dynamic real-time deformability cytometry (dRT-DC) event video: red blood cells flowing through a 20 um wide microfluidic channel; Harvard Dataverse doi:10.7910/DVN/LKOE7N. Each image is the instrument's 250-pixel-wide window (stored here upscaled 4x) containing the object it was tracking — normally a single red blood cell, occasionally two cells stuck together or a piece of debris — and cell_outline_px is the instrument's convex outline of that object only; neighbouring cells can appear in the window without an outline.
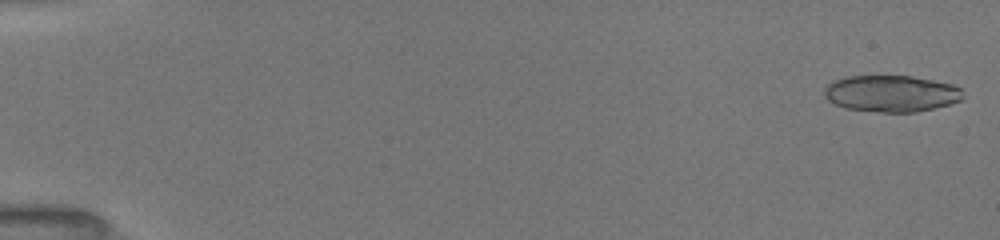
{"species": "common noctule bat (a hibernating species)", "species_latin": "Nyctalus noctula", "temperature_condition": "room temperature", "stored_images_in_passage": 40, "segment_of_instrument_passage": [1, 2], "camera_frame_rate_fps": 3000, "um_per_image_px": 0.085, "animal": {"sex": "female", "body_mass_g": 19.5, "forearm_length_mm": 54.1}, "frame": {"image": 1, "passage_image": 1, "time_ms": 0.0, "image_size_px": [1000, 240], "cell_outline_px": [[960, 100], [952, 104], [936, 108], [916, 112], [880, 112], [844, 108], [828, 100], [824, 96], [824, 88], [832, 80], [844, 76], [912, 76], [952, 84], [960, 88]], "centroid_in_image_um": [75.71, 7.95], "position_along_channel_um": 9.3, "area_um2": 29.59}}